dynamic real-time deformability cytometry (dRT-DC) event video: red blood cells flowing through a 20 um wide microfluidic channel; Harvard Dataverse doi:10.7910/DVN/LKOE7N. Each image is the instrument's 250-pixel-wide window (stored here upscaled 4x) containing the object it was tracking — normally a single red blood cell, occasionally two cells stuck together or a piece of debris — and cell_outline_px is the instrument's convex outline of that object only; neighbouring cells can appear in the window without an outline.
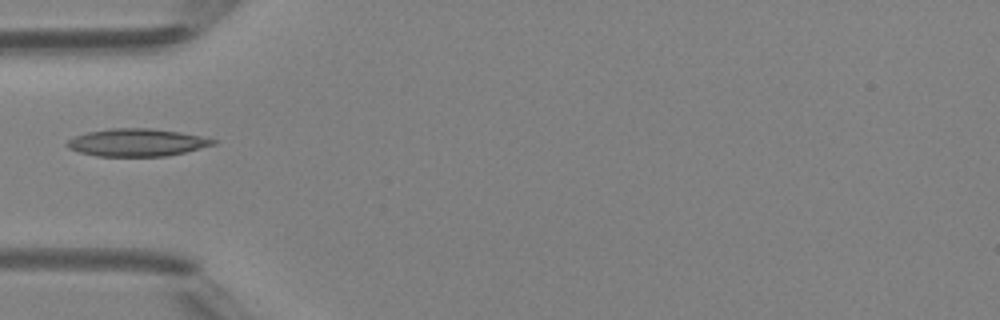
{"species": "Egyptian fruit bat (a non-hibernating species)", "species_latin": "Rousettus aegyptiacus", "temperature_condition": "room temperature", "stored_images_in_passage": 4, "camera_frame_rate_fps": 3000, "um_per_image_px": 0.085, "animal": {"sex": "female"}, "frame": {"image": 1, "passage_image": 4, "time_ms": 4.333, "image_size_px": [1000, 320], "cell_outline_px": [[220, 140], [216, 144], [168, 156], [96, 156], [80, 152], [68, 148], [64, 144], [68, 140], [76, 136], [88, 132], [112, 128], [152, 128], [180, 132]], "centroid_in_image_um": [11.65, 12.11], "position_along_channel_um": 73.3, "area_um2": 23.47}}